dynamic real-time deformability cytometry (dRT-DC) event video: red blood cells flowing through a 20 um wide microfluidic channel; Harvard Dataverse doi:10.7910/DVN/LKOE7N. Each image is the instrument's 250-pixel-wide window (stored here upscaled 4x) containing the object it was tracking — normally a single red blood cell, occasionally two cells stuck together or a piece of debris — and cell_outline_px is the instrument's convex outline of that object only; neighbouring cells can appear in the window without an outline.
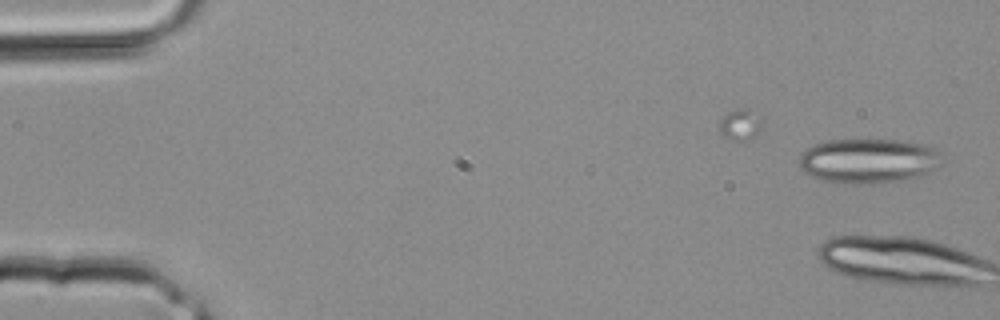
{"species": "common noctule bat (a hibernating species)", "species_latin": "Nyctalus noctula", "temperature_condition": "room temperature", "stored_images_in_passage": 2, "camera_frame_rate_fps": 3000, "um_per_image_px": 0.085, "animal": {"sex": "male", "body_mass_g": 20.4}, "frame": {"image": 1, "passage_image": 2, "time_ms": 0.333, "image_size_px": [1000, 320], "cell_outline_px": [[940, 164], [936, 168], [920, 176], [904, 180], [884, 184], [844, 184], [824, 180], [812, 176], [804, 172], [800, 168], [800, 152], [816, 144], [828, 140], [900, 140], [924, 144], [932, 148], [936, 152]], "centroid_in_image_um": [73.78, 13.69], "position_along_channel_um": 11.2, "area_um2": 37.22}}